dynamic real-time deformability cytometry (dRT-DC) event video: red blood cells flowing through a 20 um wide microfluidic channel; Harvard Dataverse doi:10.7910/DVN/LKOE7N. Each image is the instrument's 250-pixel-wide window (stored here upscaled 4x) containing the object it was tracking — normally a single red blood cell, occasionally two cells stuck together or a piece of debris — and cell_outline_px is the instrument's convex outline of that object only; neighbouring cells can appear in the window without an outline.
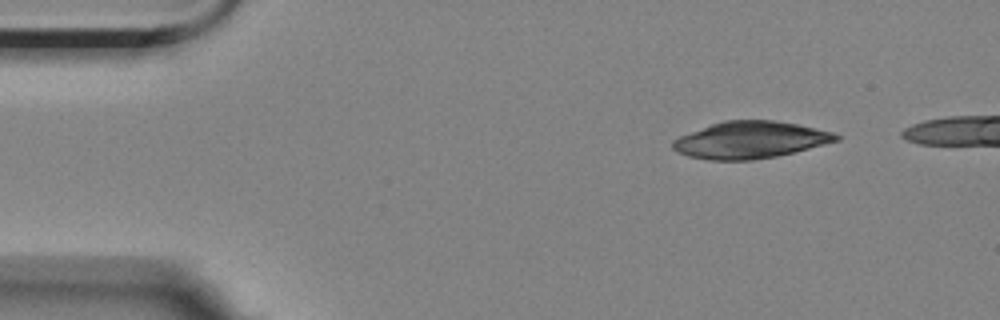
{"species": "Egyptian fruit bat (a non-hibernating species)", "species_latin": "Rousettus aegyptiacus", "temperature_condition": "room temperature", "stored_images_in_passage": 4, "camera_frame_rate_fps": 3000, "um_per_image_px": 0.085, "animal": {"sex": "female"}, "frame": {"image": 1, "passage_image": 1, "time_ms": 0.0, "image_size_px": [1000, 320], "cell_outline_px": [[840, 140], [776, 156], [752, 160], [708, 160], [688, 156], [676, 152], [672, 148], [672, 140], [680, 136], [712, 124], [724, 120], [776, 120], [796, 124], [832, 132], [840, 136]], "centroid_in_image_um": [63.73, 11.9], "position_along_channel_um": 21.3, "area_um2": 34.85}}